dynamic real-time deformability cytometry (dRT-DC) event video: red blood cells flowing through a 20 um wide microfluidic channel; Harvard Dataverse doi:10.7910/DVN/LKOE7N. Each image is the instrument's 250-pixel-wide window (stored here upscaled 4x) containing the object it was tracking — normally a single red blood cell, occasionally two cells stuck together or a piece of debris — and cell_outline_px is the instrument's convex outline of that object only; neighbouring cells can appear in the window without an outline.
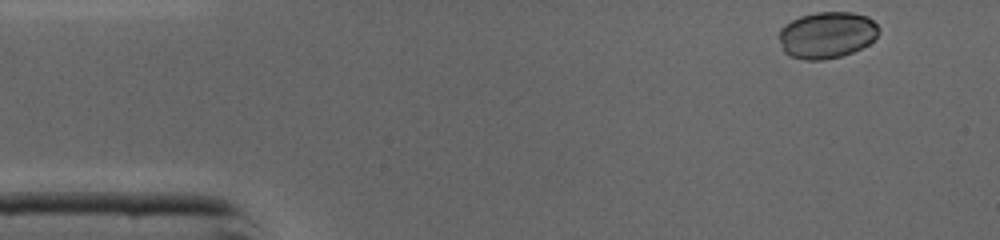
{"species": "common noctule bat (a hibernating species)", "species_latin": "Nyctalus noctula", "temperature_condition": "cold", "stored_images_in_passage": 8, "camera_frame_rate_fps": 3000, "um_per_image_px": 0.085, "animal": {"sex": "male", "body_mass_g": 19.0, "forearm_length_mm": 50.8}, "frame": {"image": 1, "passage_image": 1, "time_ms": 0.0, "image_size_px": [1000, 240], "cell_outline_px": [[880, 32], [868, 44], [852, 52], [840, 56], [824, 60], [804, 60], [792, 56], [784, 52], [780, 40], [780, 28], [784, 24], [800, 16], [816, 12], [852, 12], [868, 16], [880, 28]], "centroid_in_image_um": [70.29, 2.96], "position_along_channel_um": 14.7, "area_um2": 27.05}}